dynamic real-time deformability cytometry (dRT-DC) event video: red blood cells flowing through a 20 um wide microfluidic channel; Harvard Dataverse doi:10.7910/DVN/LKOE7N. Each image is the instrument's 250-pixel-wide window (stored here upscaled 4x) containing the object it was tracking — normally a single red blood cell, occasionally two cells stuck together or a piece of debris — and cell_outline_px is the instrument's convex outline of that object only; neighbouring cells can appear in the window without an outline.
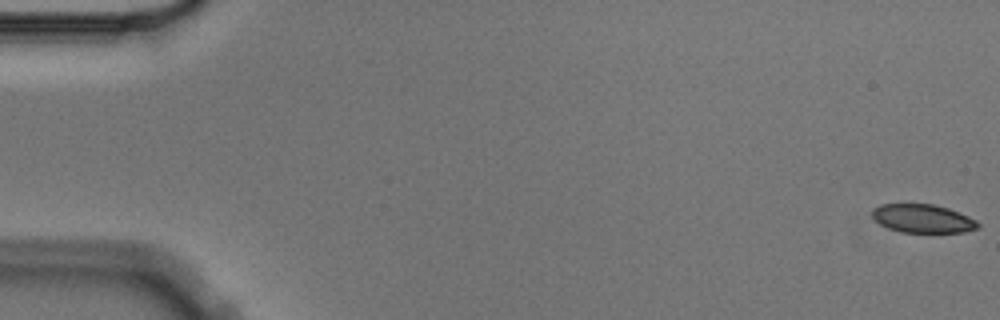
{"species": "Egyptian fruit bat (a non-hibernating species)", "species_latin": "Rousettus aegyptiacus", "temperature_condition": "cold", "stored_images_in_passage": 6, "camera_frame_rate_fps": 3000, "um_per_image_px": 0.085, "animal": {"sex": "male"}, "frame": {"image": 1, "passage_image": 1, "time_ms": 0.0, "image_size_px": [1000, 320], "cell_outline_px": [[980, 228], [964, 232], [900, 232], [888, 228], [880, 224], [872, 216], [872, 208], [880, 204], [932, 204], [948, 208], [968, 216], [976, 220], [980, 224]], "centroid_in_image_um": [78.43, 18.58], "position_along_channel_um": 6.6, "area_um2": 17.57}}
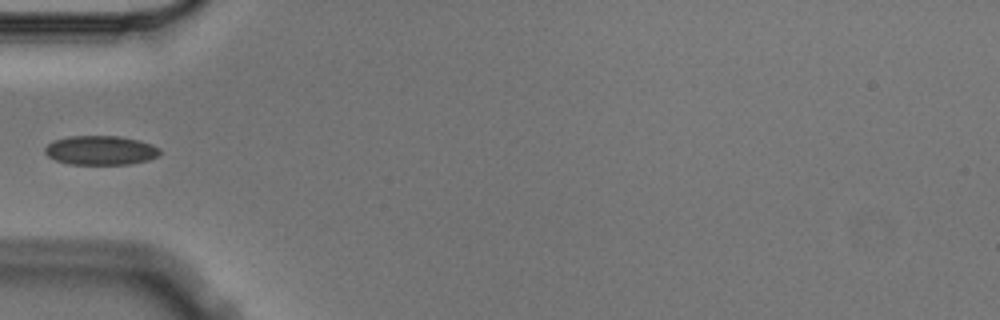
{"frame": {"image": 2, "passage_image": 5, "time_ms": 1.333, "image_size_px": [1000, 320], "cell_outline_px": [[160, 156], [148, 160], [128, 164], [68, 164], [56, 160], [48, 156], [44, 152], [44, 148], [52, 140], [68, 136], [120, 136], [140, 140], [152, 144], [160, 148]], "centroid_in_image_um": [8.56, 12.77], "position_along_channel_um": 76.4, "area_um2": 19.77}}
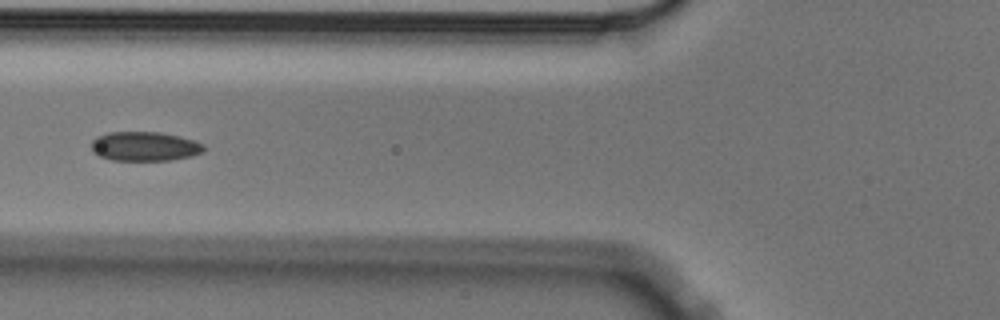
{"frame": {"image": 3, "passage_image": 6, "time_ms": 1.667, "image_size_px": [1000, 320], "cell_outline_px": [[204, 152], [192, 156], [172, 160], [112, 160], [100, 156], [92, 152], [92, 140], [96, 136], [108, 132], [160, 132], [180, 136], [204, 144]], "centroid_in_image_um": [12.29, 12.44], "position_along_channel_um": 113.5, "area_um2": 19.31}}